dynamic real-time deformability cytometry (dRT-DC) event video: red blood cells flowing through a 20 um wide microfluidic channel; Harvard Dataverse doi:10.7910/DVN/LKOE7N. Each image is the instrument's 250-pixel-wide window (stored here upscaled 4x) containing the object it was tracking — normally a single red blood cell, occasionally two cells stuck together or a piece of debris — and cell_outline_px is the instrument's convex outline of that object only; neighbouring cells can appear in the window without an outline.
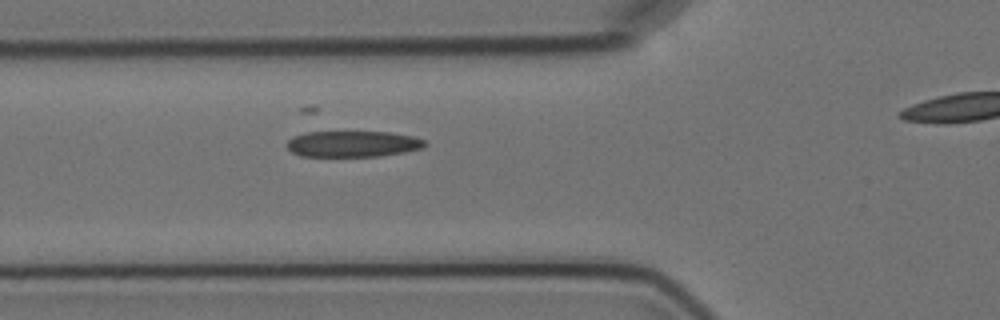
{"species": "Egyptian fruit bat (a non-hibernating species)", "species_latin": "Rousettus aegyptiacus", "temperature_condition": "cold", "stored_images_in_passage": 3, "segment_of_instrument_passage": [1, 2], "camera_frame_rate_fps": 3000, "um_per_image_px": 0.085, "animal": {"sex": "female"}, "frame": {"image": 1, "passage_image": 2, "time_ms": 1.0, "image_size_px": [1000, 320], "cell_outline_px": [[428, 144], [420, 148], [404, 152], [380, 156], [300, 156], [292, 152], [284, 144], [292, 136], [312, 128], [388, 132], [412, 136], [424, 140]], "centroid_in_image_um": [29.84, 12.16], "position_along_channel_um": 96.0, "area_um2": 22.25}}